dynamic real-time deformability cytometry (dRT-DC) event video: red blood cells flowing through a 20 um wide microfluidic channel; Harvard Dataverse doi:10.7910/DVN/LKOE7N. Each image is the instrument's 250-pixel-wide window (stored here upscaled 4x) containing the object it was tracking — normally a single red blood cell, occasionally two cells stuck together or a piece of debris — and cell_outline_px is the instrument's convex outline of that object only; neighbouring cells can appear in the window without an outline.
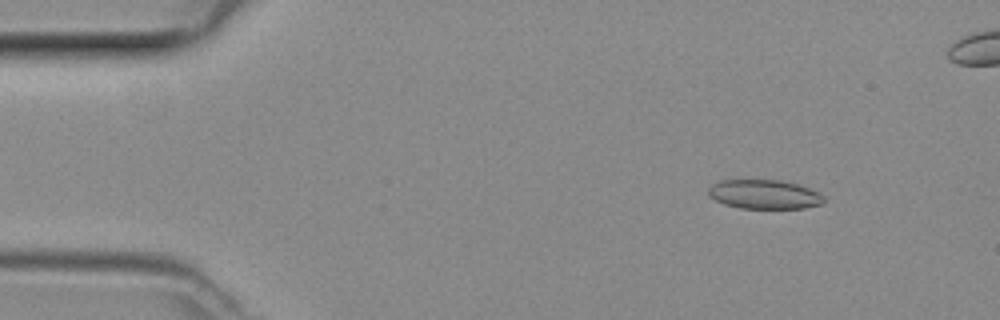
{"species": "common noctule bat (a hibernating species)", "species_latin": "Nyctalus noctula", "temperature_condition": "room temperature", "stored_images_in_passage": 46, "camera_frame_rate_fps": 3000, "um_per_image_px": 0.085, "animal": {"sex": "female", "body_mass_g": 29.2, "forearm_length_mm": 56.3}, "frame": {"image": 1, "passage_image": 5, "time_ms": 1.333, "image_size_px": [1000, 320], "cell_outline_px": [[824, 200], [820, 204], [804, 208], [740, 208], [724, 204], [716, 200], [708, 192], [708, 188], [712, 184], [720, 180], [780, 180], [796, 184], [808, 188], [824, 196]], "centroid_in_image_um": [64.94, 16.52], "position_along_channel_um": 20.1, "area_um2": 19.36}}
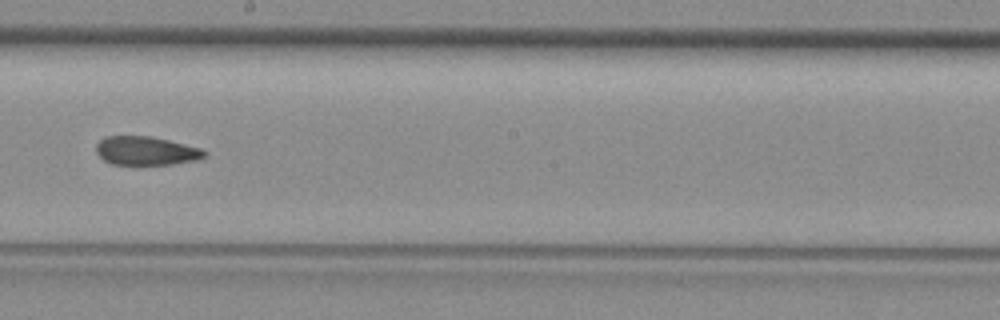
{"frame": {"image": 2, "passage_image": 26, "time_ms": 8.333, "image_size_px": [1000, 320], "cell_outline_px": [[204, 156], [200, 160], [172, 164], [112, 164], [104, 160], [96, 152], [96, 144], [100, 140], [108, 136], [148, 136], [168, 140], [200, 148], [204, 152]], "centroid_in_image_um": [12.39, 12.82], "position_along_channel_um": 235.8, "area_um2": 17.86}}
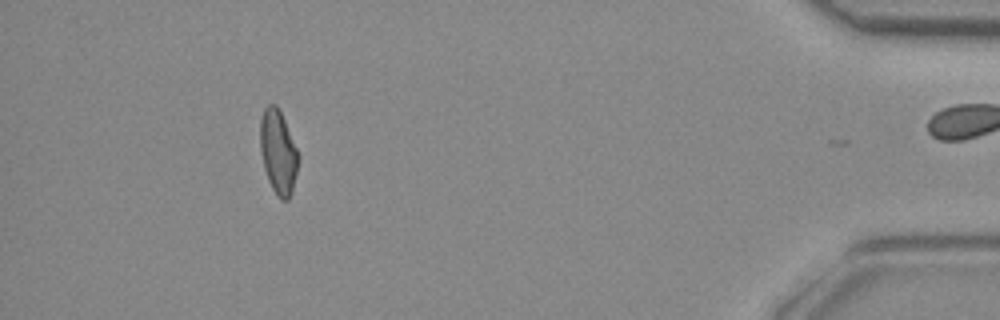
{"frame": {"image": 3, "passage_image": 43, "time_ms": 14.0, "image_size_px": [1000, 320], "cell_outline_px": [[300, 156], [292, 192], [288, 200], [280, 200], [276, 196], [268, 180], [264, 168], [260, 152], [260, 120], [264, 108], [268, 104], [276, 104], [284, 120]], "centroid_in_image_um": [23.64, 12.95], "position_along_channel_um": 411.6, "area_um2": 18.73}}